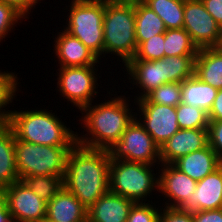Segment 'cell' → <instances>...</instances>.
<instances>
[{
  "label": "cell",
  "instance_id": "26",
  "mask_svg": "<svg viewBox=\"0 0 222 222\" xmlns=\"http://www.w3.org/2000/svg\"><path fill=\"white\" fill-rule=\"evenodd\" d=\"M197 55L163 57L164 84L181 83L194 75Z\"/></svg>",
  "mask_w": 222,
  "mask_h": 222
},
{
  "label": "cell",
  "instance_id": "15",
  "mask_svg": "<svg viewBox=\"0 0 222 222\" xmlns=\"http://www.w3.org/2000/svg\"><path fill=\"white\" fill-rule=\"evenodd\" d=\"M54 39L53 56L59 67L101 65L100 59L88 49L77 37L62 28Z\"/></svg>",
  "mask_w": 222,
  "mask_h": 222
},
{
  "label": "cell",
  "instance_id": "25",
  "mask_svg": "<svg viewBox=\"0 0 222 222\" xmlns=\"http://www.w3.org/2000/svg\"><path fill=\"white\" fill-rule=\"evenodd\" d=\"M164 22L166 29H182L185 0H141Z\"/></svg>",
  "mask_w": 222,
  "mask_h": 222
},
{
  "label": "cell",
  "instance_id": "11",
  "mask_svg": "<svg viewBox=\"0 0 222 222\" xmlns=\"http://www.w3.org/2000/svg\"><path fill=\"white\" fill-rule=\"evenodd\" d=\"M183 28L198 49L219 45L222 28L207 12L201 0H185Z\"/></svg>",
  "mask_w": 222,
  "mask_h": 222
},
{
  "label": "cell",
  "instance_id": "7",
  "mask_svg": "<svg viewBox=\"0 0 222 222\" xmlns=\"http://www.w3.org/2000/svg\"><path fill=\"white\" fill-rule=\"evenodd\" d=\"M73 146H48L28 143L15 137V161L18 176H65L66 160Z\"/></svg>",
  "mask_w": 222,
  "mask_h": 222
},
{
  "label": "cell",
  "instance_id": "22",
  "mask_svg": "<svg viewBox=\"0 0 222 222\" xmlns=\"http://www.w3.org/2000/svg\"><path fill=\"white\" fill-rule=\"evenodd\" d=\"M15 135L6 124L0 126V187L6 188L20 180L15 161Z\"/></svg>",
  "mask_w": 222,
  "mask_h": 222
},
{
  "label": "cell",
  "instance_id": "2",
  "mask_svg": "<svg viewBox=\"0 0 222 222\" xmlns=\"http://www.w3.org/2000/svg\"><path fill=\"white\" fill-rule=\"evenodd\" d=\"M110 161L106 149H91L77 143L68 153L63 186L87 210L109 192Z\"/></svg>",
  "mask_w": 222,
  "mask_h": 222
},
{
  "label": "cell",
  "instance_id": "1",
  "mask_svg": "<svg viewBox=\"0 0 222 222\" xmlns=\"http://www.w3.org/2000/svg\"><path fill=\"white\" fill-rule=\"evenodd\" d=\"M106 91L109 94L108 100L104 98L105 101L102 100L98 104L94 101L80 110L82 116L79 117L78 121L81 122L78 124L83 125L84 130L81 133L77 132V144L83 147L108 150L121 139L128 125L135 118L136 113L133 112L136 110L135 101L130 100L129 95L125 97L126 94L121 93L118 96L116 91L114 95L113 92Z\"/></svg>",
  "mask_w": 222,
  "mask_h": 222
},
{
  "label": "cell",
  "instance_id": "24",
  "mask_svg": "<svg viewBox=\"0 0 222 222\" xmlns=\"http://www.w3.org/2000/svg\"><path fill=\"white\" fill-rule=\"evenodd\" d=\"M163 20L141 0H135V34L137 46L166 31Z\"/></svg>",
  "mask_w": 222,
  "mask_h": 222
},
{
  "label": "cell",
  "instance_id": "32",
  "mask_svg": "<svg viewBox=\"0 0 222 222\" xmlns=\"http://www.w3.org/2000/svg\"><path fill=\"white\" fill-rule=\"evenodd\" d=\"M164 57V33L152 36L137 46L134 57L130 60H160Z\"/></svg>",
  "mask_w": 222,
  "mask_h": 222
},
{
  "label": "cell",
  "instance_id": "14",
  "mask_svg": "<svg viewBox=\"0 0 222 222\" xmlns=\"http://www.w3.org/2000/svg\"><path fill=\"white\" fill-rule=\"evenodd\" d=\"M121 70L127 76L126 79L129 80L127 82L131 84L129 89L133 90L134 87L137 89L138 93L134 94V101L144 98L148 93L164 84L163 59L129 60Z\"/></svg>",
  "mask_w": 222,
  "mask_h": 222
},
{
  "label": "cell",
  "instance_id": "8",
  "mask_svg": "<svg viewBox=\"0 0 222 222\" xmlns=\"http://www.w3.org/2000/svg\"><path fill=\"white\" fill-rule=\"evenodd\" d=\"M98 67L91 66H74L59 67L57 75V91L59 96L67 99V102L73 104L80 111L84 106L96 101L99 96L98 85ZM96 100H95V98Z\"/></svg>",
  "mask_w": 222,
  "mask_h": 222
},
{
  "label": "cell",
  "instance_id": "6",
  "mask_svg": "<svg viewBox=\"0 0 222 222\" xmlns=\"http://www.w3.org/2000/svg\"><path fill=\"white\" fill-rule=\"evenodd\" d=\"M66 10L69 12L63 29L77 37L101 61L104 58L105 0H72Z\"/></svg>",
  "mask_w": 222,
  "mask_h": 222
},
{
  "label": "cell",
  "instance_id": "43",
  "mask_svg": "<svg viewBox=\"0 0 222 222\" xmlns=\"http://www.w3.org/2000/svg\"><path fill=\"white\" fill-rule=\"evenodd\" d=\"M217 47L222 50V30H221V39Z\"/></svg>",
  "mask_w": 222,
  "mask_h": 222
},
{
  "label": "cell",
  "instance_id": "13",
  "mask_svg": "<svg viewBox=\"0 0 222 222\" xmlns=\"http://www.w3.org/2000/svg\"><path fill=\"white\" fill-rule=\"evenodd\" d=\"M158 197H164L160 204L166 207L181 208L193 195L197 181L178 170L173 164L159 166ZM164 195V196H163ZM166 198V199H165ZM166 200V201H165Z\"/></svg>",
  "mask_w": 222,
  "mask_h": 222
},
{
  "label": "cell",
  "instance_id": "40",
  "mask_svg": "<svg viewBox=\"0 0 222 222\" xmlns=\"http://www.w3.org/2000/svg\"><path fill=\"white\" fill-rule=\"evenodd\" d=\"M209 121L222 120V89H219L213 105L208 113Z\"/></svg>",
  "mask_w": 222,
  "mask_h": 222
},
{
  "label": "cell",
  "instance_id": "23",
  "mask_svg": "<svg viewBox=\"0 0 222 222\" xmlns=\"http://www.w3.org/2000/svg\"><path fill=\"white\" fill-rule=\"evenodd\" d=\"M218 89L202 82L193 75L181 82V102L201 108L209 113L216 98Z\"/></svg>",
  "mask_w": 222,
  "mask_h": 222
},
{
  "label": "cell",
  "instance_id": "21",
  "mask_svg": "<svg viewBox=\"0 0 222 222\" xmlns=\"http://www.w3.org/2000/svg\"><path fill=\"white\" fill-rule=\"evenodd\" d=\"M194 75L202 82L222 89V50L218 47L199 49Z\"/></svg>",
  "mask_w": 222,
  "mask_h": 222
},
{
  "label": "cell",
  "instance_id": "12",
  "mask_svg": "<svg viewBox=\"0 0 222 222\" xmlns=\"http://www.w3.org/2000/svg\"><path fill=\"white\" fill-rule=\"evenodd\" d=\"M13 222H43L47 202L38 197L23 180L4 188Z\"/></svg>",
  "mask_w": 222,
  "mask_h": 222
},
{
  "label": "cell",
  "instance_id": "38",
  "mask_svg": "<svg viewBox=\"0 0 222 222\" xmlns=\"http://www.w3.org/2000/svg\"><path fill=\"white\" fill-rule=\"evenodd\" d=\"M193 222H222V208L193 212Z\"/></svg>",
  "mask_w": 222,
  "mask_h": 222
},
{
  "label": "cell",
  "instance_id": "20",
  "mask_svg": "<svg viewBox=\"0 0 222 222\" xmlns=\"http://www.w3.org/2000/svg\"><path fill=\"white\" fill-rule=\"evenodd\" d=\"M172 164L195 181H200L216 170L222 162L208 144L201 150L178 158Z\"/></svg>",
  "mask_w": 222,
  "mask_h": 222
},
{
  "label": "cell",
  "instance_id": "33",
  "mask_svg": "<svg viewBox=\"0 0 222 222\" xmlns=\"http://www.w3.org/2000/svg\"><path fill=\"white\" fill-rule=\"evenodd\" d=\"M23 19L27 21L13 6L5 4L0 0V42L7 36L9 37L10 32H12L15 26L17 27L18 23L22 24Z\"/></svg>",
  "mask_w": 222,
  "mask_h": 222
},
{
  "label": "cell",
  "instance_id": "10",
  "mask_svg": "<svg viewBox=\"0 0 222 222\" xmlns=\"http://www.w3.org/2000/svg\"><path fill=\"white\" fill-rule=\"evenodd\" d=\"M135 105V117L159 147L179 130L176 107L150 103L145 97Z\"/></svg>",
  "mask_w": 222,
  "mask_h": 222
},
{
  "label": "cell",
  "instance_id": "42",
  "mask_svg": "<svg viewBox=\"0 0 222 222\" xmlns=\"http://www.w3.org/2000/svg\"><path fill=\"white\" fill-rule=\"evenodd\" d=\"M0 222H13L11 216H0Z\"/></svg>",
  "mask_w": 222,
  "mask_h": 222
},
{
  "label": "cell",
  "instance_id": "39",
  "mask_svg": "<svg viewBox=\"0 0 222 222\" xmlns=\"http://www.w3.org/2000/svg\"><path fill=\"white\" fill-rule=\"evenodd\" d=\"M207 12L222 28V0H201Z\"/></svg>",
  "mask_w": 222,
  "mask_h": 222
},
{
  "label": "cell",
  "instance_id": "18",
  "mask_svg": "<svg viewBox=\"0 0 222 222\" xmlns=\"http://www.w3.org/2000/svg\"><path fill=\"white\" fill-rule=\"evenodd\" d=\"M135 202L111 192L101 196L88 210V222H127Z\"/></svg>",
  "mask_w": 222,
  "mask_h": 222
},
{
  "label": "cell",
  "instance_id": "41",
  "mask_svg": "<svg viewBox=\"0 0 222 222\" xmlns=\"http://www.w3.org/2000/svg\"><path fill=\"white\" fill-rule=\"evenodd\" d=\"M0 216H11L7 206L6 193L2 187H0Z\"/></svg>",
  "mask_w": 222,
  "mask_h": 222
},
{
  "label": "cell",
  "instance_id": "27",
  "mask_svg": "<svg viewBox=\"0 0 222 222\" xmlns=\"http://www.w3.org/2000/svg\"><path fill=\"white\" fill-rule=\"evenodd\" d=\"M199 49L184 29H167L164 33V57L197 55Z\"/></svg>",
  "mask_w": 222,
  "mask_h": 222
},
{
  "label": "cell",
  "instance_id": "28",
  "mask_svg": "<svg viewBox=\"0 0 222 222\" xmlns=\"http://www.w3.org/2000/svg\"><path fill=\"white\" fill-rule=\"evenodd\" d=\"M18 75L14 72L10 71H1L0 70V124L6 125L8 124L11 110L6 109V107H10L13 100H16V94L19 91V78ZM18 91V92H17ZM17 92V93H16Z\"/></svg>",
  "mask_w": 222,
  "mask_h": 222
},
{
  "label": "cell",
  "instance_id": "17",
  "mask_svg": "<svg viewBox=\"0 0 222 222\" xmlns=\"http://www.w3.org/2000/svg\"><path fill=\"white\" fill-rule=\"evenodd\" d=\"M222 208V164L197 181L196 189L189 200L181 207L192 212Z\"/></svg>",
  "mask_w": 222,
  "mask_h": 222
},
{
  "label": "cell",
  "instance_id": "3",
  "mask_svg": "<svg viewBox=\"0 0 222 222\" xmlns=\"http://www.w3.org/2000/svg\"><path fill=\"white\" fill-rule=\"evenodd\" d=\"M45 108L11 110L8 126L18 140L48 146H74L77 131L68 128L62 119Z\"/></svg>",
  "mask_w": 222,
  "mask_h": 222
},
{
  "label": "cell",
  "instance_id": "30",
  "mask_svg": "<svg viewBox=\"0 0 222 222\" xmlns=\"http://www.w3.org/2000/svg\"><path fill=\"white\" fill-rule=\"evenodd\" d=\"M179 129H208V113L201 108L179 103L176 106Z\"/></svg>",
  "mask_w": 222,
  "mask_h": 222
},
{
  "label": "cell",
  "instance_id": "4",
  "mask_svg": "<svg viewBox=\"0 0 222 222\" xmlns=\"http://www.w3.org/2000/svg\"><path fill=\"white\" fill-rule=\"evenodd\" d=\"M104 57L117 56L124 66L137 50L135 0H105L103 17Z\"/></svg>",
  "mask_w": 222,
  "mask_h": 222
},
{
  "label": "cell",
  "instance_id": "34",
  "mask_svg": "<svg viewBox=\"0 0 222 222\" xmlns=\"http://www.w3.org/2000/svg\"><path fill=\"white\" fill-rule=\"evenodd\" d=\"M152 203H134L129 211L127 222H158L161 206Z\"/></svg>",
  "mask_w": 222,
  "mask_h": 222
},
{
  "label": "cell",
  "instance_id": "9",
  "mask_svg": "<svg viewBox=\"0 0 222 222\" xmlns=\"http://www.w3.org/2000/svg\"><path fill=\"white\" fill-rule=\"evenodd\" d=\"M110 160L141 162L160 166V147L135 117L120 140L108 148Z\"/></svg>",
  "mask_w": 222,
  "mask_h": 222
},
{
  "label": "cell",
  "instance_id": "16",
  "mask_svg": "<svg viewBox=\"0 0 222 222\" xmlns=\"http://www.w3.org/2000/svg\"><path fill=\"white\" fill-rule=\"evenodd\" d=\"M208 145V129H179L160 147L161 164H172L178 158Z\"/></svg>",
  "mask_w": 222,
  "mask_h": 222
},
{
  "label": "cell",
  "instance_id": "44",
  "mask_svg": "<svg viewBox=\"0 0 222 222\" xmlns=\"http://www.w3.org/2000/svg\"><path fill=\"white\" fill-rule=\"evenodd\" d=\"M43 222H55V221H43ZM78 222H88V221H78Z\"/></svg>",
  "mask_w": 222,
  "mask_h": 222
},
{
  "label": "cell",
  "instance_id": "19",
  "mask_svg": "<svg viewBox=\"0 0 222 222\" xmlns=\"http://www.w3.org/2000/svg\"><path fill=\"white\" fill-rule=\"evenodd\" d=\"M44 221L78 222L88 221L87 209L64 187L47 203Z\"/></svg>",
  "mask_w": 222,
  "mask_h": 222
},
{
  "label": "cell",
  "instance_id": "5",
  "mask_svg": "<svg viewBox=\"0 0 222 222\" xmlns=\"http://www.w3.org/2000/svg\"><path fill=\"white\" fill-rule=\"evenodd\" d=\"M156 169L158 170L159 166L141 162L111 160L109 192L131 199L135 203L153 202L152 199L150 201V198H153L152 192L156 191L157 195L159 182V171Z\"/></svg>",
  "mask_w": 222,
  "mask_h": 222
},
{
  "label": "cell",
  "instance_id": "35",
  "mask_svg": "<svg viewBox=\"0 0 222 222\" xmlns=\"http://www.w3.org/2000/svg\"><path fill=\"white\" fill-rule=\"evenodd\" d=\"M158 222H193V212L181 208L161 206Z\"/></svg>",
  "mask_w": 222,
  "mask_h": 222
},
{
  "label": "cell",
  "instance_id": "37",
  "mask_svg": "<svg viewBox=\"0 0 222 222\" xmlns=\"http://www.w3.org/2000/svg\"><path fill=\"white\" fill-rule=\"evenodd\" d=\"M5 4L13 6L18 12H20L26 19H29L30 13H32L37 4L41 3V0H1ZM36 5V6H35Z\"/></svg>",
  "mask_w": 222,
  "mask_h": 222
},
{
  "label": "cell",
  "instance_id": "29",
  "mask_svg": "<svg viewBox=\"0 0 222 222\" xmlns=\"http://www.w3.org/2000/svg\"><path fill=\"white\" fill-rule=\"evenodd\" d=\"M23 181L38 197L47 203L64 187L63 177L60 176H28Z\"/></svg>",
  "mask_w": 222,
  "mask_h": 222
},
{
  "label": "cell",
  "instance_id": "36",
  "mask_svg": "<svg viewBox=\"0 0 222 222\" xmlns=\"http://www.w3.org/2000/svg\"><path fill=\"white\" fill-rule=\"evenodd\" d=\"M208 144L215 151L218 159L222 162V120L209 121Z\"/></svg>",
  "mask_w": 222,
  "mask_h": 222
},
{
  "label": "cell",
  "instance_id": "31",
  "mask_svg": "<svg viewBox=\"0 0 222 222\" xmlns=\"http://www.w3.org/2000/svg\"><path fill=\"white\" fill-rule=\"evenodd\" d=\"M145 98L150 103L176 107L181 103V83L169 82L162 84L148 93Z\"/></svg>",
  "mask_w": 222,
  "mask_h": 222
}]
</instances>
